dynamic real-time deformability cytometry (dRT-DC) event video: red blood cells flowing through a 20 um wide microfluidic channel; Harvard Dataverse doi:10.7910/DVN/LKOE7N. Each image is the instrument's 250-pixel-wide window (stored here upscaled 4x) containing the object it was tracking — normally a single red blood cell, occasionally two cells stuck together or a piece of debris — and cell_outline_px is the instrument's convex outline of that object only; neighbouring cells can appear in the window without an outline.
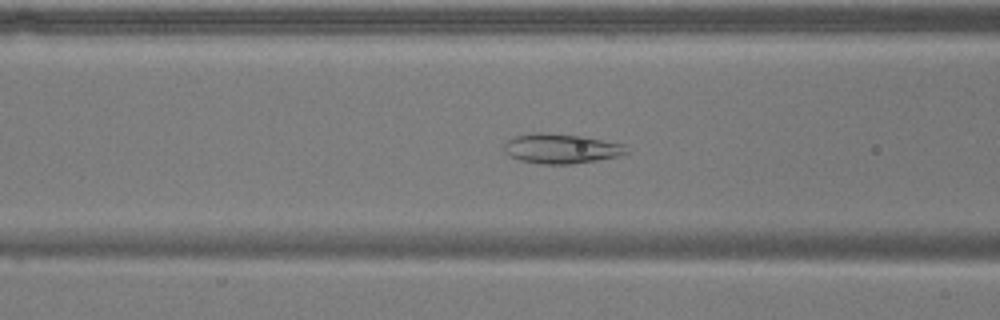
{"species": "common noctule bat (a hibernating species)", "species_latin": "Nyctalus noctula", "temperature_condition": "warm", "stored_images_in_passage": 55, "camera_frame_rate_fps": 3000, "um_per_image_px": 0.085, "animal": {"sex": "male", "body_mass_g": 17.9}, "frame": {"image": 1, "passage_image": 21, "time_ms": 6.667, "image_size_px": [1000, 320], "cell_outline_px": [[628, 152], [616, 156], [596, 160], [572, 164], [540, 164], [520, 160], [504, 152], [504, 144], [508, 140], [516, 136], [532, 132], [540, 132], [584, 136], [624, 144]], "centroid_in_image_um": [47.67, 12.62], "position_along_channel_um": 118.9, "area_um2": 21.1}}
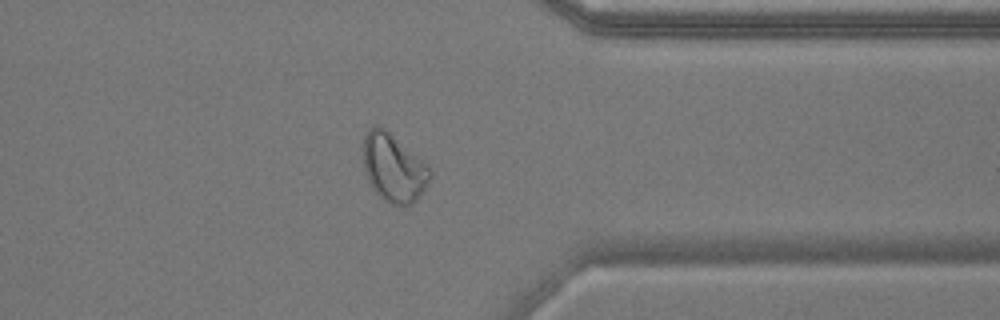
{"frame": {"image": 2, "passage_image": 43, "time_ms": 14.0, "image_size_px": [1000, 320], "cell_outline_px": [[432, 176], [416, 200], [412, 204], [404, 208], [392, 204], [384, 200], [372, 188], [368, 180], [364, 168], [364, 136], [368, 128], [376, 124], [380, 124], [428, 164], [432, 172]], "centroid_in_image_um": [33.46, 14.26], "position_along_channel_um": 377.9, "area_um2": 26.7}}
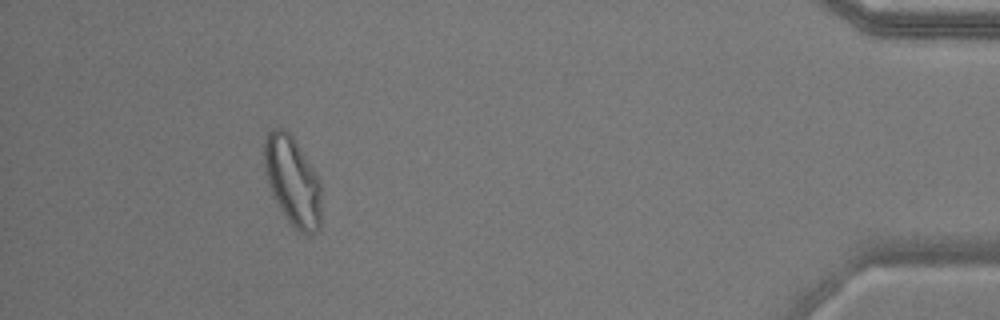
{"frame": {"image": 3, "passage_image": 50, "time_ms": 16.333, "image_size_px": [1000, 320], "cell_outline_px": [[320, 228], [312, 236], [308, 236], [300, 232], [284, 216], [272, 192], [264, 172], [264, 140], [268, 132], [272, 128], [284, 128], [292, 136], [316, 172], [320, 180]], "centroid_in_image_um": [24.87, 15.39], "position_along_channel_um": 410.3, "area_um2": 29.65}, "authors_computed_cell_mechanics": {"area_um2": 26.7614, "velocity_mm_per_s": 3.6477, "shape_relaxation_time_tau1_ms": null, "shape_relaxation_time_tau2_ms": 1.2826, "deformation_change_tau1": null, "deformation_change_tau2": 0.0723}}